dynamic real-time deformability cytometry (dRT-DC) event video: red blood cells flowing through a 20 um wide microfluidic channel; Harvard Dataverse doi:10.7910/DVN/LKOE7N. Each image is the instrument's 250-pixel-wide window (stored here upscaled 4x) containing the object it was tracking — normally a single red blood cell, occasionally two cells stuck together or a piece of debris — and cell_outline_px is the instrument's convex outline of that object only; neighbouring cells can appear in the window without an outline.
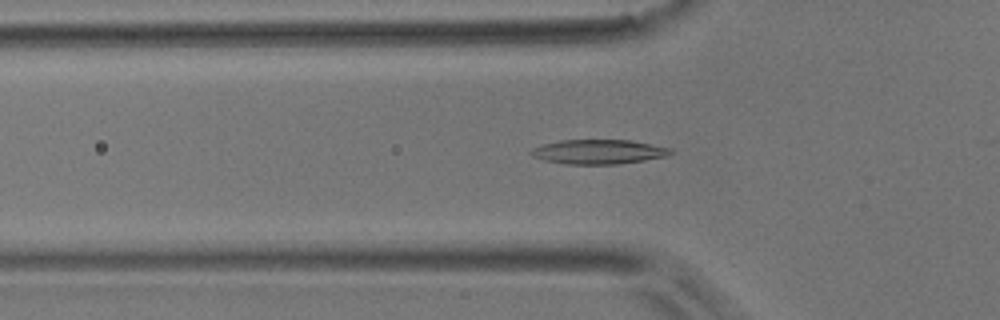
{"species": "common noctule bat (a hibernating species)", "species_latin": "Nyctalus noctula", "temperature_condition": "room temperature", "stored_images_in_passage": 32, "camera_frame_rate_fps": 3000, "um_per_image_px": 0.085, "animal": {"sex": "male", "body_mass_g": 17.9}, "frame": {"image": 1, "passage_image": 17, "time_ms": 5.333, "image_size_px": [1000, 320], "cell_outline_px": [[672, 152], [664, 156], [644, 160], [616, 164], [564, 164], [544, 160], [532, 156], [528, 152], [532, 148], [540, 144], [560, 140], [628, 140], [672, 148]], "centroid_in_image_um": [50.79, 12.9], "position_along_channel_um": 75.0, "area_um2": 19.83}}
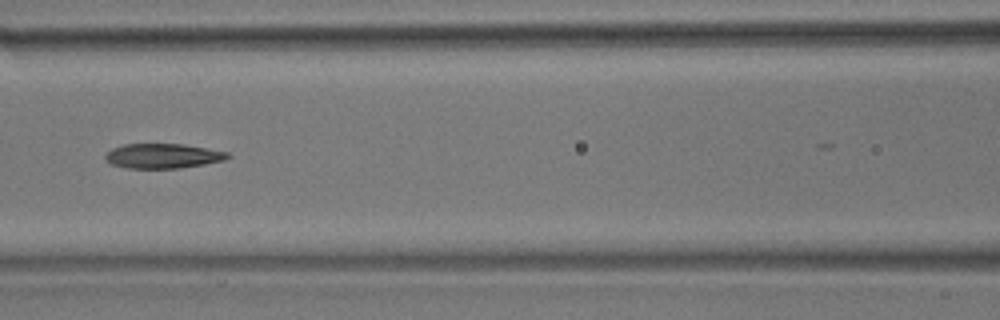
{"frame": {"image": 2, "passage_image": 23, "time_ms": 7.333, "image_size_px": [1000, 320], "cell_outline_px": [[232, 156], [224, 160], [204, 164], [180, 168], [128, 168], [112, 164], [104, 156], [112, 148], [124, 144], [184, 144], [208, 148], [228, 152]], "centroid_in_image_um": [13.88, 13.25], "position_along_channel_um": 152.7, "area_um2": 17.57}}
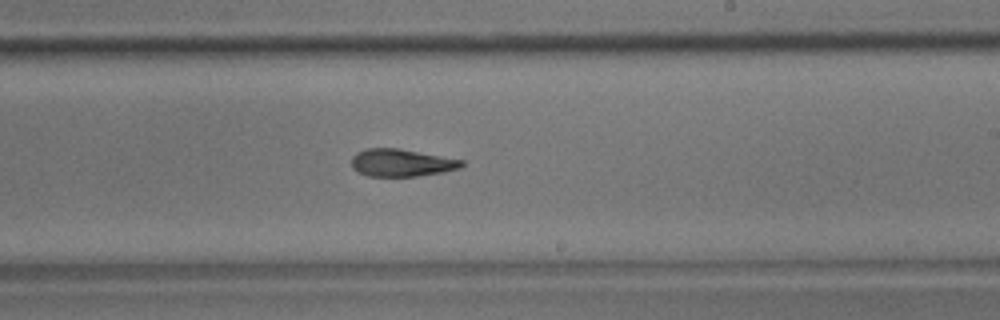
{"frame": {"image": 3, "passage_image": 31, "time_ms": 10.0, "image_size_px": [1000, 320], "cell_outline_px": [[464, 164], [460, 168], [444, 172], [416, 176], [368, 176], [356, 172], [352, 168], [352, 156], [356, 152], [368, 148], [400, 148], [464, 160]], "centroid_in_image_um": [34.12, 13.83], "position_along_channel_um": 254.9, "area_um2": 17.8}}